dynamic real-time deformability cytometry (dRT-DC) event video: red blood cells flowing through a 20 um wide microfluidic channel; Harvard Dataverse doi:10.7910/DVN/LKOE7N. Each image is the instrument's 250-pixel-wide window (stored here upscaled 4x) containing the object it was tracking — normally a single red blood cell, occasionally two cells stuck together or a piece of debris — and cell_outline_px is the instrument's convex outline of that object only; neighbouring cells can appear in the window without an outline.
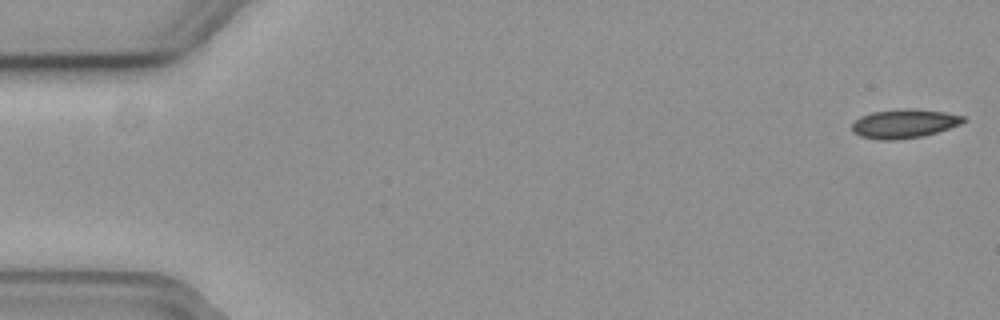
{"species": "common noctule bat (a hibernating species)", "species_latin": "Nyctalus noctula", "temperature_condition": "cold", "stored_images_in_passage": 56, "camera_frame_rate_fps": 3000, "um_per_image_px": 0.085, "animal": {"sex": "female", "body_mass_g": 19.3, "forearm_length_mm": 54.1}, "frame": {"image": 1, "passage_image": 1, "time_ms": 0.0, "image_size_px": [1000, 320], "cell_outline_px": [[968, 120], [960, 124], [936, 132], [920, 136], [896, 140], [880, 140], [860, 136], [852, 132], [852, 124], [860, 116], [872, 112], [900, 108], [916, 108], [944, 112], [964, 116]], "centroid_in_image_um": [76.84, 10.49], "position_along_channel_um": 8.2, "area_um2": 18.84}}
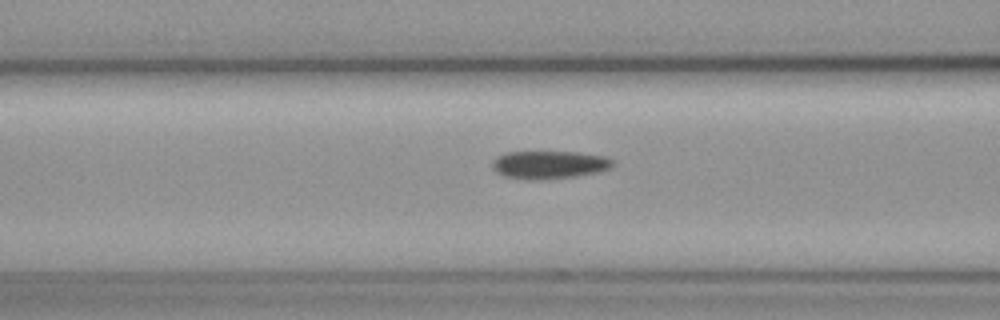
{"frame": {"image": 2, "passage_image": 22, "time_ms": 7.0, "image_size_px": [1000, 320], "cell_outline_px": [[616, 164], [612, 168], [596, 172], [576, 176], [540, 180], [528, 180], [504, 176], [496, 172], [492, 168], [492, 160], [496, 156], [508, 152], [580, 152], [604, 156], [612, 160]], "centroid_in_image_um": [46.67, 14.0], "position_along_channel_um": 119.9, "area_um2": 19.83}}
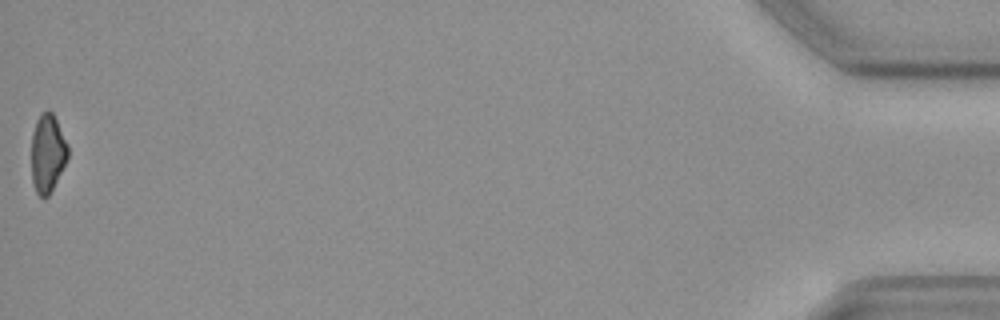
{"frame": {"image": 3, "passage_image": 56, "time_ms": 18.333, "image_size_px": [1000, 320], "cell_outline_px": [[68, 156], [48, 196], [40, 196], [36, 192], [32, 180], [32, 132], [36, 120], [40, 112], [48, 108], [52, 112], [68, 144]], "centroid_in_image_um": [4.03, 12.95], "position_along_channel_um": 431.2, "area_um2": 16.42}, "authors_computed_cell_mechanics": {"area_um2": 19.074, "velocity_mm_per_s": 3.6909, "shape_relaxation_time_tau1_ms": 6.1507, "shape_relaxation_time_tau2_ms": null, "deformation_change_tau1": 0.128, "deformation_change_tau2": null}}